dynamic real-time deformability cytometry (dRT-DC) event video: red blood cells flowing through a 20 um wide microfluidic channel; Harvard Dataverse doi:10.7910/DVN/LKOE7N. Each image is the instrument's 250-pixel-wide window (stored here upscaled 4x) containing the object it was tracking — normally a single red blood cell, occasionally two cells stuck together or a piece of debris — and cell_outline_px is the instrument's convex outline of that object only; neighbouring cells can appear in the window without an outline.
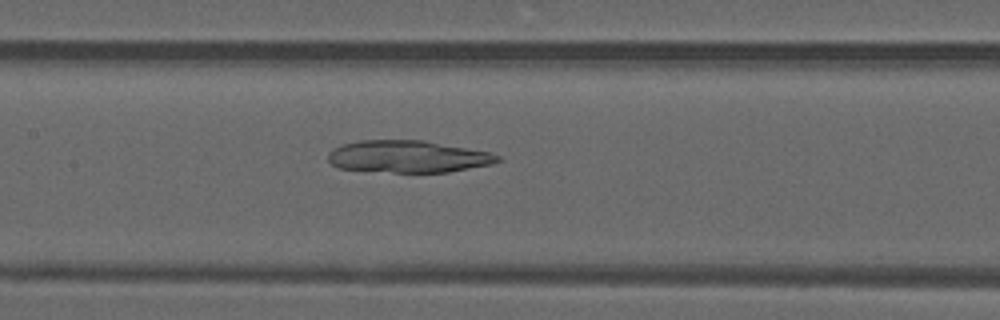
{"species": "common noctule bat (a hibernating species)", "species_latin": "Nyctalus noctula", "temperature_condition": "warm", "stored_images_in_passage": 48, "camera_frame_rate_fps": 3000, "um_per_image_px": 0.085, "animal": {"sex": "male", "forearm_length_mm": 52.5}, "frame": {"image": 1, "passage_image": 23, "time_ms": 7.333, "image_size_px": [1000, 320], "cell_outline_px": [[504, 160], [492, 164], [448, 172], [392, 172], [336, 168], [328, 160], [328, 152], [332, 148], [344, 144], [360, 140], [424, 140], [492, 152], [500, 156]], "centroid_in_image_um": [34.71, 13.3], "position_along_channel_um": 172.7, "area_um2": 31.96}}
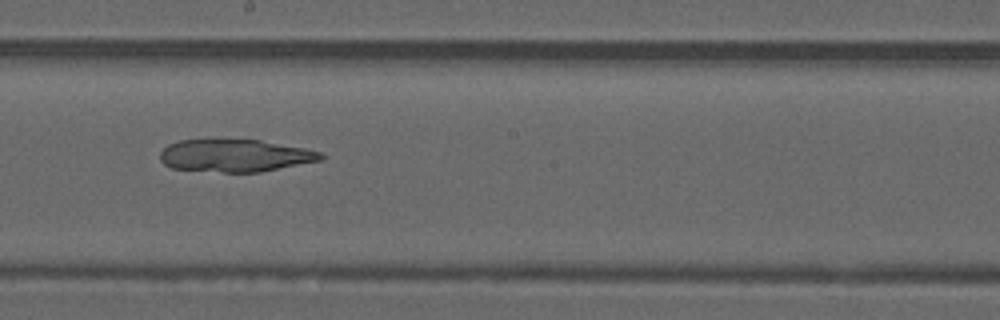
{"frame": {"image": 2, "passage_image": 27, "time_ms": 8.667, "image_size_px": [1000, 320], "cell_outline_px": [[324, 156], [320, 160], [260, 172], [224, 172], [172, 168], [164, 164], [160, 160], [160, 152], [168, 144], [180, 140], [208, 136], [260, 140], [304, 148], [324, 152]], "centroid_in_image_um": [19.91, 13.17], "position_along_channel_um": 228.3, "area_um2": 31.33}}
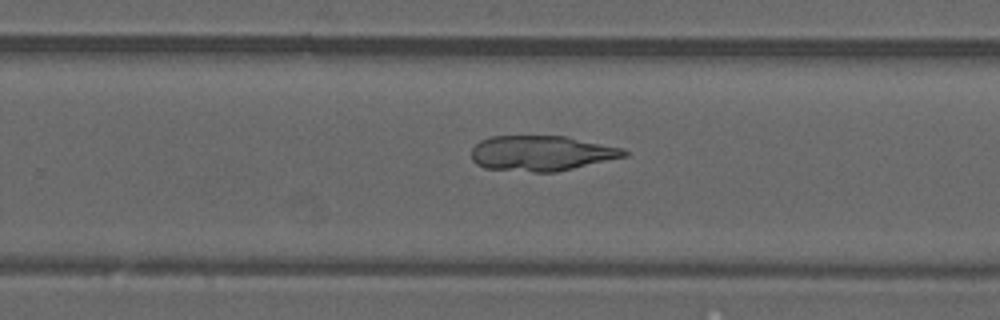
{"frame": {"image": 3, "passage_image": 31, "time_ms": 10.0, "image_size_px": [1000, 320], "cell_outline_px": [[628, 156], [556, 172], [532, 172], [484, 168], [476, 164], [472, 160], [472, 148], [480, 140], [488, 136], [564, 136], [620, 148], [628, 152]], "centroid_in_image_um": [45.97, 13.03], "position_along_channel_um": 283.8, "area_um2": 31.27}}